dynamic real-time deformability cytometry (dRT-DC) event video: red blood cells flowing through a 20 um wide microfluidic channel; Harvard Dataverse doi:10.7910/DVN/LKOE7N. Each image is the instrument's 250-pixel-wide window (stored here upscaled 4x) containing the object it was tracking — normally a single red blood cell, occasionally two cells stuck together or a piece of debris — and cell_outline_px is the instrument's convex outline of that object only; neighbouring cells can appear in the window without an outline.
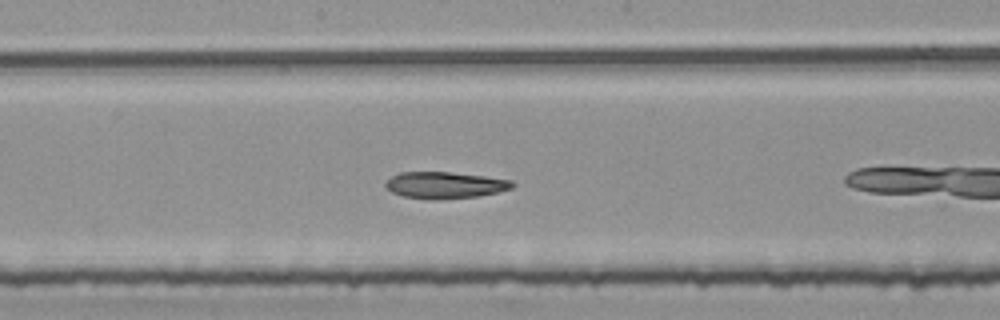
{"species": "common noctule bat (a hibernating species)", "species_latin": "Nyctalus noctula", "temperature_condition": "room temperature", "stored_images_in_passage": 36, "segment_of_instrument_passage": [2, 2], "camera_frame_rate_fps": 3000, "um_per_image_px": 0.085, "animal": {"sex": "female", "body_mass_g": 25.1}, "frame": {"image": 1, "passage_image": 12, "time_ms": 3.667, "image_size_px": [1000, 320], "cell_outline_px": [[516, 184], [512, 188], [496, 192], [476, 196], [432, 200], [404, 196], [392, 192], [384, 184], [392, 176], [400, 172], [448, 172], [484, 176], [512, 180]], "centroid_in_image_um": [37.82, 15.73], "position_along_channel_um": 210.4, "area_um2": 19.42}}
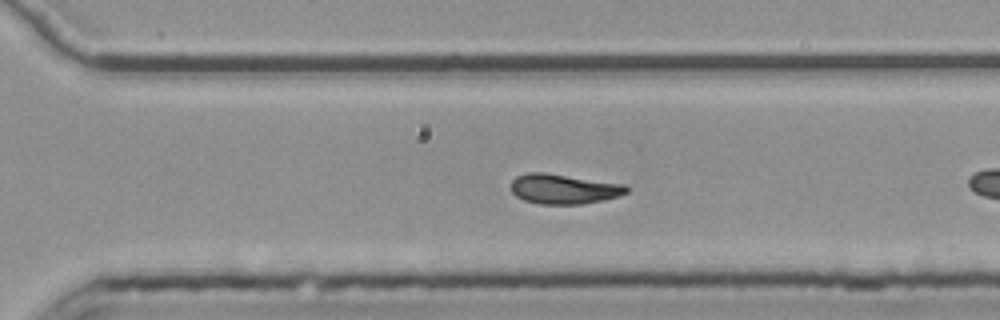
{"frame": {"image": 2, "passage_image": 21, "time_ms": 6.667, "image_size_px": [1000, 320], "cell_outline_px": [[628, 192], [620, 196], [604, 200], [580, 204], [540, 204], [524, 200], [516, 196], [512, 192], [512, 180], [516, 176], [528, 172], [544, 172], [624, 184], [628, 188]], "centroid_in_image_um": [47.92, 16.06], "position_along_channel_um": 322.7, "area_um2": 20.11}}
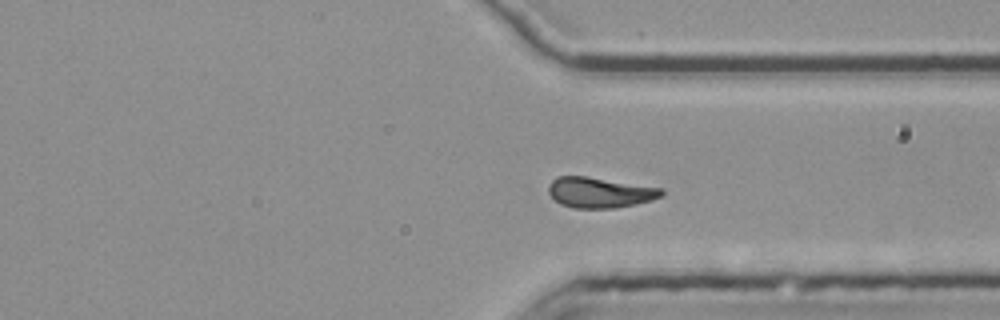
{"frame": {"image": 3, "passage_image": 24, "time_ms": 7.667, "image_size_px": [1000, 320], "cell_outline_px": [[664, 192], [660, 196], [652, 200], [612, 208], [572, 208], [560, 204], [548, 192], [548, 184], [556, 176], [584, 176], [660, 188]], "centroid_in_image_um": [50.9, 16.36], "position_along_channel_um": 360.5, "area_um2": 19.71}}